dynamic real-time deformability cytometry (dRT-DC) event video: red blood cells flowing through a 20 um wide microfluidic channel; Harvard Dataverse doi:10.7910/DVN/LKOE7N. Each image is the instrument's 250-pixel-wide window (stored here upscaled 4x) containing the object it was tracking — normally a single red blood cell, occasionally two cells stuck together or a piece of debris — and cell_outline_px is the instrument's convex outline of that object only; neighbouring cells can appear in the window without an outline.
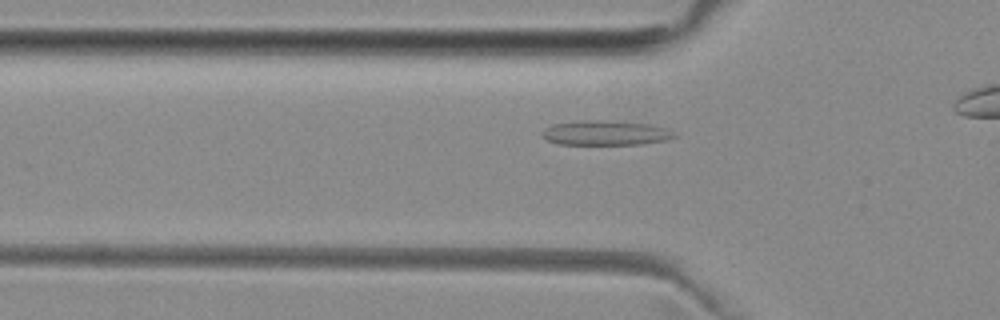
{"species": "common noctule bat (a hibernating species)", "species_latin": "Nyctalus noctula", "temperature_condition": "room temperature", "stored_images_in_passage": 14, "camera_frame_rate_fps": 3000, "um_per_image_px": 0.085, "animal": {"sex": "female", "body_mass_g": 29.2, "forearm_length_mm": 56.3}, "frame": {"image": 1, "passage_image": 8, "time_ms": 2.333, "image_size_px": [1000, 320], "cell_outline_px": [[676, 136], [668, 140], [640, 144], [560, 144], [548, 140], [540, 132], [544, 128], [552, 124], [580, 120], [604, 120], [648, 124], [668, 128]], "centroid_in_image_um": [51.46, 11.29], "position_along_channel_um": 74.3, "area_um2": 18.96}}
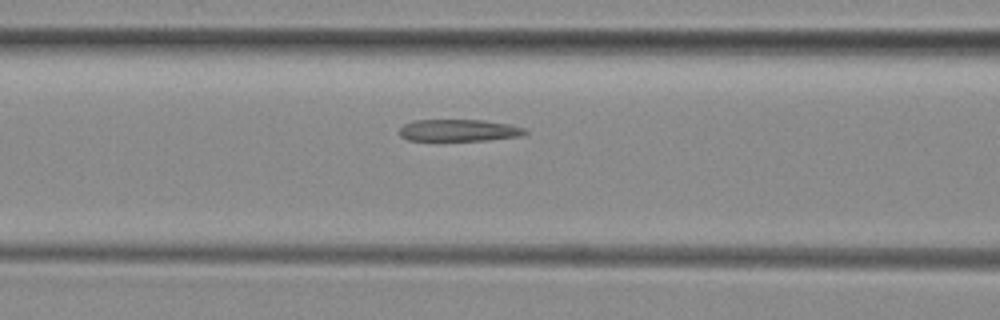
{"frame": {"image": 2, "passage_image": 12, "time_ms": 3.667, "image_size_px": [1000, 320], "cell_outline_px": [[528, 132], [520, 136], [488, 140], [408, 140], [400, 136], [400, 128], [404, 124], [416, 120], [484, 120], [508, 124], [524, 128]], "centroid_in_image_um": [39.0, 11.07], "position_along_channel_um": 127.6, "area_um2": 15.9}}